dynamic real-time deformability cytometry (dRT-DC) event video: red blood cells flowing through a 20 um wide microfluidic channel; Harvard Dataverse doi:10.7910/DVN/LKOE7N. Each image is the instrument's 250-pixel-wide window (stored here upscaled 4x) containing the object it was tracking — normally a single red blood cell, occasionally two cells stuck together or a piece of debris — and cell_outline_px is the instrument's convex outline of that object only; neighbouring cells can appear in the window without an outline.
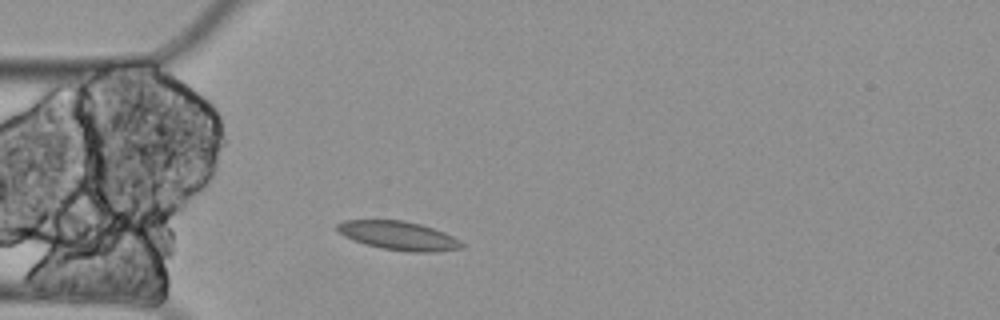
{"species": "Egyptian fruit bat (a non-hibernating species)", "species_latin": "Rousettus aegyptiacus", "temperature_condition": "cold", "stored_images_in_passage": 2, "camera_frame_rate_fps": 3000, "um_per_image_px": 0.085, "animal": {"sex": "female"}, "frame": {"image": 1, "passage_image": 2, "time_ms": 0.333, "image_size_px": [1000, 320], "cell_outline_px": [[464, 248], [432, 252], [412, 252], [380, 248], [364, 244], [352, 240], [344, 236], [336, 228], [336, 224], [344, 220], [404, 220], [420, 224], [444, 232], [460, 240], [464, 244]], "centroid_in_image_um": [33.87, 20.03], "position_along_channel_um": 51.1, "area_um2": 20.92}}